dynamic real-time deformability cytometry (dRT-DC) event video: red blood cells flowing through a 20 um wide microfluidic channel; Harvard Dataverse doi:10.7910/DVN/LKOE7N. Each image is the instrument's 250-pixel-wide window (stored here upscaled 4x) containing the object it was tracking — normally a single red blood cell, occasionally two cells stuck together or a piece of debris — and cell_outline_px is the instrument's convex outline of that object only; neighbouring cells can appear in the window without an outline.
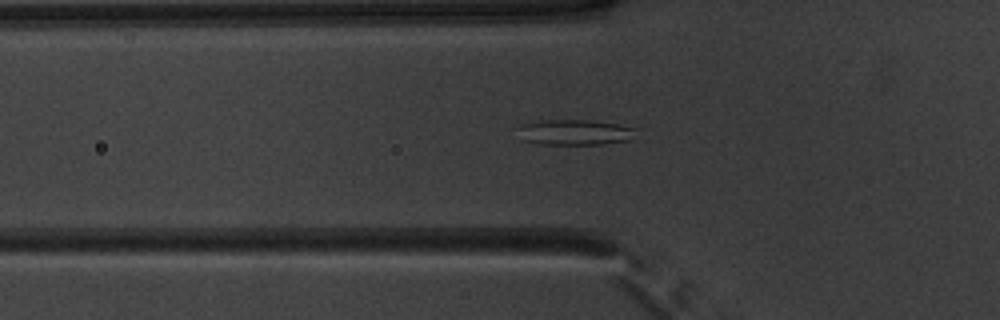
{"species": "common noctule bat (a hibernating species)", "species_latin": "Nyctalus noctula", "temperature_condition": "warm", "stored_images_in_passage": 51, "segment_of_instrument_passage": [1, 2], "camera_frame_rate_fps": 3000, "um_per_image_px": 0.085, "animal": {"sex": "male", "body_mass_g": 20.1, "forearm_length_mm": 53.5}, "frame": {"image": 1, "passage_image": 17, "time_ms": 5.333, "image_size_px": [1000, 320], "cell_outline_px": [[644, 128], [628, 140], [604, 144], [540, 144], [524, 140], [516, 128], [520, 124], [544, 120], [588, 120]], "centroid_in_image_um": [48.93, 11.23], "position_along_channel_um": 76.9, "area_um2": 17.74}}
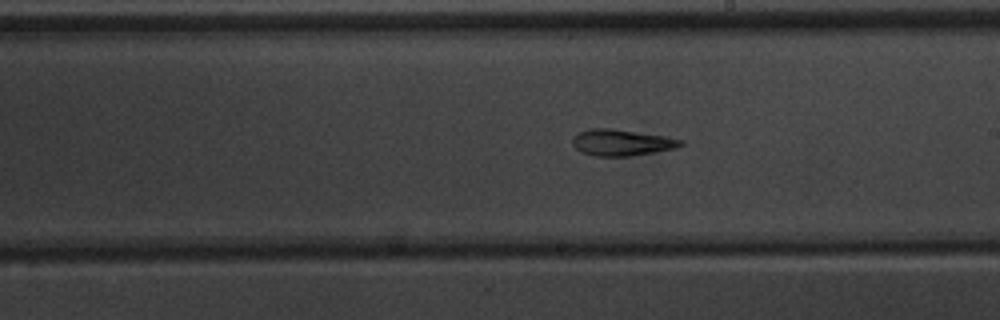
{"frame": {"image": 2, "passage_image": 29, "time_ms": 9.333, "image_size_px": [1000, 320], "cell_outline_px": [[684, 144], [676, 148], [628, 156], [592, 156], [580, 152], [572, 144], [572, 136], [580, 132], [592, 128], [612, 128], [668, 136], [684, 140]], "centroid_in_image_um": [52.84, 12.11], "position_along_channel_um": 236.2, "area_um2": 16.76}}
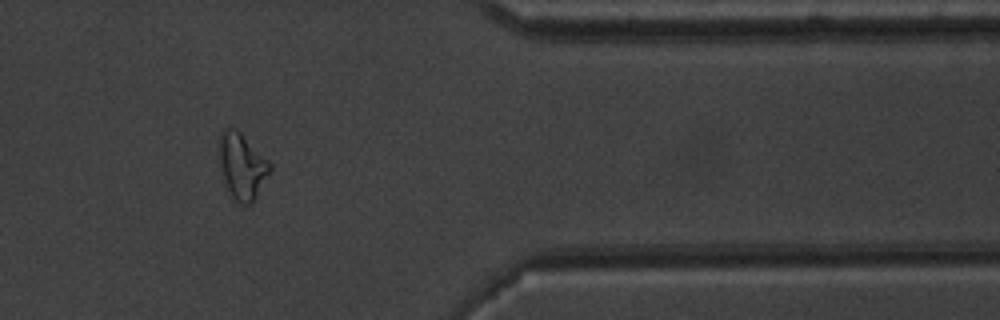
{"frame": {"image": 3, "passage_image": 42, "time_ms": 13.667, "image_size_px": [1000, 320], "cell_outline_px": [[272, 168], [252, 204], [240, 204], [232, 196], [224, 180], [220, 164], [220, 136], [224, 128], [236, 128], [272, 164]], "centroid_in_image_um": [20.59, 14.12], "position_along_channel_um": 390.8, "area_um2": 19.07}}